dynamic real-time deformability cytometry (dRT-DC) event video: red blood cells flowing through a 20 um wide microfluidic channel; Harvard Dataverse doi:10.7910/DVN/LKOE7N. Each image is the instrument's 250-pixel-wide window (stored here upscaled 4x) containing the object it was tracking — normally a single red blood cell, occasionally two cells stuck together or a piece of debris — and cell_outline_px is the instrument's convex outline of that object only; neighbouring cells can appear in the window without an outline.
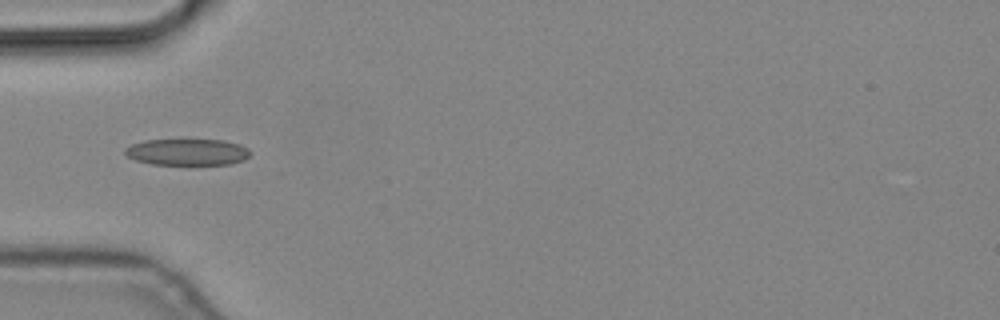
{"species": "common noctule bat (a hibernating species)", "species_latin": "Nyctalus noctula", "temperature_condition": "cold", "stored_images_in_passage": 6, "camera_frame_rate_fps": 3000, "um_per_image_px": 0.085, "animal": {"sex": "male", "body_mass_g": 19.2, "forearm_length_mm": 51.8}, "frame": {"image": 1, "passage_image": 1, "time_ms": 0.0, "image_size_px": [1000, 320], "cell_outline_px": [[252, 152], [244, 160], [228, 164], [152, 164], [136, 160], [128, 156], [124, 152], [124, 148], [132, 144], [144, 140], [224, 140], [240, 144], [248, 148]], "centroid_in_image_um": [15.94, 12.92], "position_along_channel_um": 69.1, "area_um2": 19.25}}
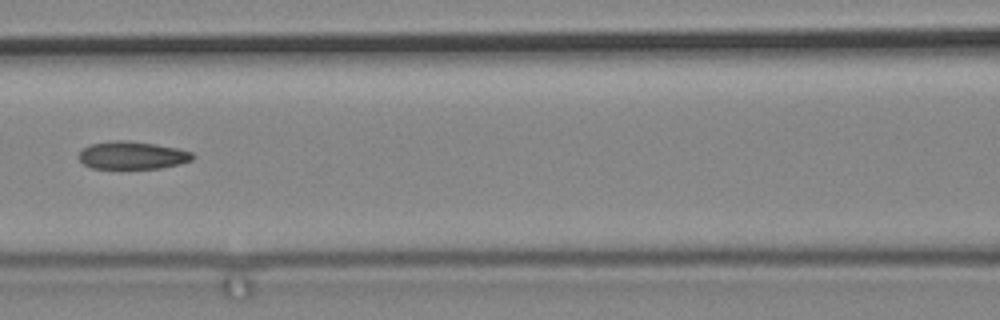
{"frame": {"image": 2, "passage_image": 3, "time_ms": 0.667, "image_size_px": [1000, 320], "cell_outline_px": [[196, 156], [192, 160], [180, 164], [160, 168], [92, 168], [84, 164], [80, 160], [80, 152], [84, 148], [92, 144], [112, 140], [128, 140], [156, 144], [176, 148], [192, 152]], "centroid_in_image_um": [11.28, 13.19], "position_along_channel_um": 155.3, "area_um2": 18.32}}
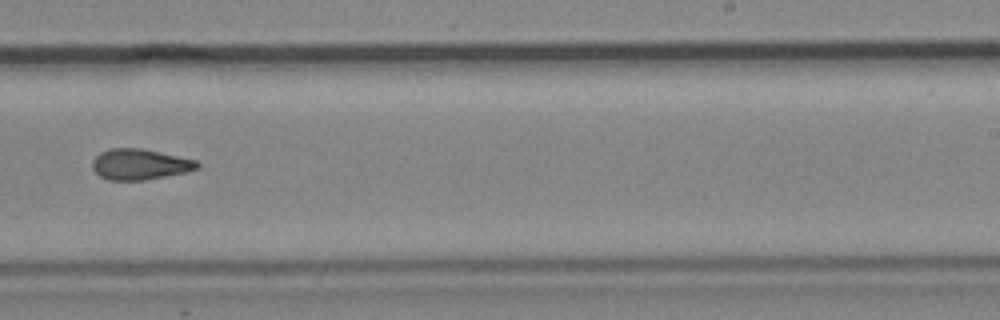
{"frame": {"image": 3, "passage_image": 6, "time_ms": 1.667, "image_size_px": [1000, 320], "cell_outline_px": [[200, 168], [188, 172], [144, 180], [108, 180], [100, 176], [92, 168], [92, 160], [100, 152], [112, 148], [140, 148], [196, 160], [200, 164]], "centroid_in_image_um": [11.89, 13.97], "position_along_channel_um": 277.1, "area_um2": 18.79}}